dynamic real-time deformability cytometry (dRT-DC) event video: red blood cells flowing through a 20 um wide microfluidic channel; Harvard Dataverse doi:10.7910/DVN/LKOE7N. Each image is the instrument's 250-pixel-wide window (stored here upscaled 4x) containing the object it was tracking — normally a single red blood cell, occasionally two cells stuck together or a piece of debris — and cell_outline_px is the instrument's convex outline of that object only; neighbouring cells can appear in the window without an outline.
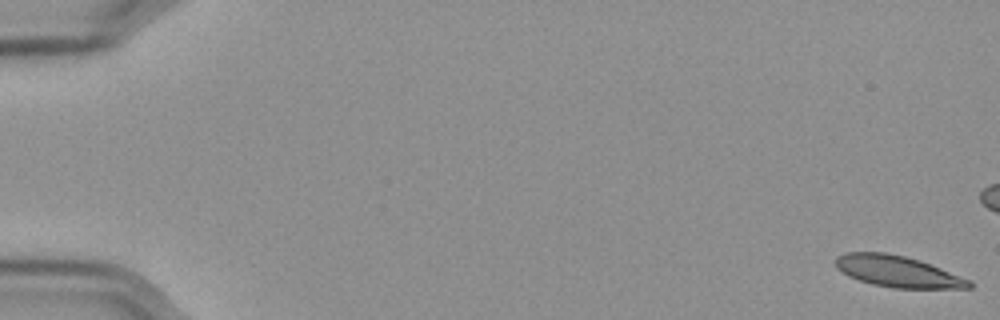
{"species": "Egyptian fruit bat (a non-hibernating species)", "species_latin": "Rousettus aegyptiacus", "temperature_condition": "cold", "stored_images_in_passage": 59, "camera_frame_rate_fps": 3000, "um_per_image_px": 0.085, "frame": {"image": 1, "passage_image": 1, "time_ms": 0.0, "image_size_px": [1000, 320], "cell_outline_px": [[972, 288], [892, 288], [872, 284], [848, 276], [836, 268], [836, 256], [844, 252], [888, 252], [920, 260], [972, 280]], "centroid_in_image_um": [76.3, 23.07], "position_along_channel_um": 8.7, "area_um2": 24.51}}
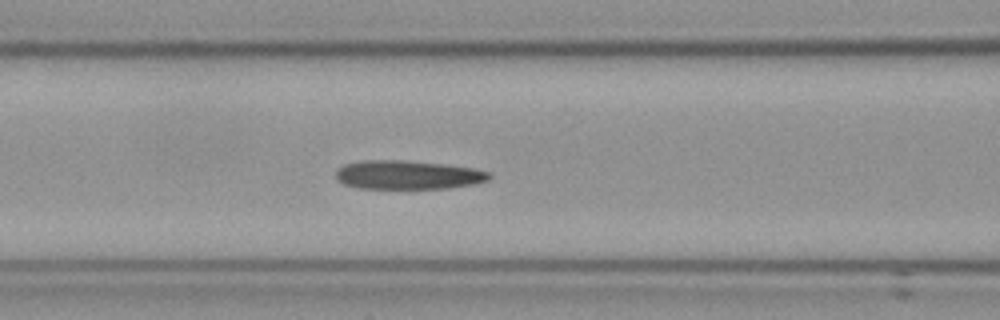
{"frame": {"image": 2, "passage_image": 25, "time_ms": 8.0, "image_size_px": [1000, 320], "cell_outline_px": [[492, 176], [488, 180], [472, 184], [448, 188], [360, 188], [344, 184], [336, 176], [336, 172], [344, 164], [364, 160], [404, 160], [444, 164], [472, 168], [492, 172]], "centroid_in_image_um": [34.7, 14.86], "position_along_channel_um": 131.9, "area_um2": 25.55}}
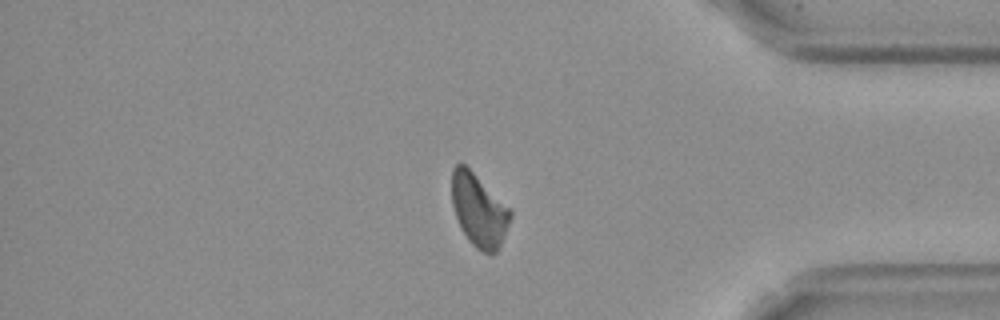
{"frame": {"image": 3, "passage_image": 49, "time_ms": 16.0, "image_size_px": [1000, 320], "cell_outline_px": [[512, 216], [504, 236], [496, 252], [492, 256], [480, 252], [468, 240], [460, 228], [452, 204], [452, 168], [456, 164], [464, 164], [512, 212]], "centroid_in_image_um": [40.68, 17.93], "position_along_channel_um": 394.5, "area_um2": 24.39}, "authors_computed_cell_mechanics": {"area_um2": 25.6632, "velocity_mm_per_s": 3.5567, "shape_relaxation_time_tau1_ms": 9.5908, "shape_relaxation_time_tau2_ms": 6.292, "deformation_change_tau1": 0.1973, "deformation_change_tau2": 0.1523}}